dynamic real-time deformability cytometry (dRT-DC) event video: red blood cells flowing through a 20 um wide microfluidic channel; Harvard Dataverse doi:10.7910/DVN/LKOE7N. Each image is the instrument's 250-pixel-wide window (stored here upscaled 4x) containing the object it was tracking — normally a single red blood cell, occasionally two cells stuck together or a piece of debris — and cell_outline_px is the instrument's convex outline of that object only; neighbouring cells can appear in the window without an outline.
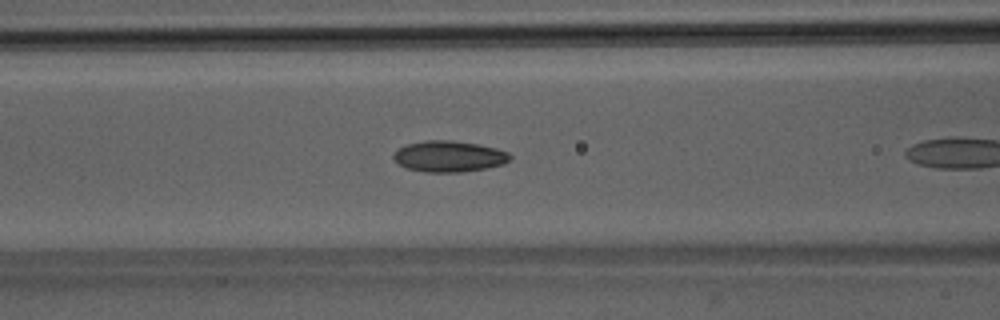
{"species": "Egyptian fruit bat (a non-hibernating species)", "species_latin": "Rousettus aegyptiacus", "temperature_condition": "room temperature", "stored_images_in_passage": 10, "camera_frame_rate_fps": 3000, "um_per_image_px": 0.085, "animal": {"sex": "male"}, "frame": {"image": 1, "passage_image": 9, "time_ms": 2.667, "image_size_px": [1000, 320], "cell_outline_px": [[512, 160], [504, 164], [488, 168], [460, 172], [424, 172], [404, 168], [392, 156], [400, 148], [408, 144], [424, 140], [452, 140], [480, 144], [496, 148], [508, 152], [512, 156]], "centroid_in_image_um": [38.22, 13.29], "position_along_channel_um": 128.4, "area_um2": 21.27}}